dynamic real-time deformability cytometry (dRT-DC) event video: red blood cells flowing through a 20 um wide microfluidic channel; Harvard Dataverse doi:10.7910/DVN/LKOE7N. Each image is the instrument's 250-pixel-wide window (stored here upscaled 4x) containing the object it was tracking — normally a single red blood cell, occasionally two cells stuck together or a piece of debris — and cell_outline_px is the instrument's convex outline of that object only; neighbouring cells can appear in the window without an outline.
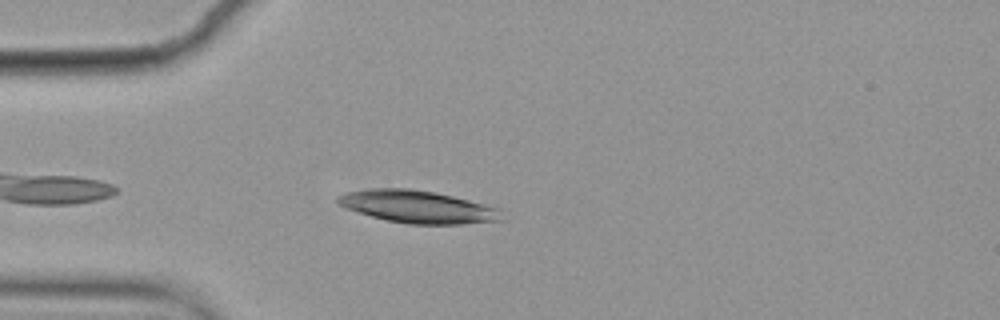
{"species": "common noctule bat (a hibernating species)", "species_latin": "Nyctalus noctula", "temperature_condition": "cold", "stored_images_in_passage": 4, "camera_frame_rate_fps": 3000, "um_per_image_px": 0.085, "animal": {"sex": "female", "body_mass_g": 19.9}, "frame": {"image": 1, "passage_image": 4, "time_ms": 1.0, "image_size_px": [1000, 320], "cell_outline_px": [[500, 220], [460, 224], [408, 224], [388, 220], [356, 212], [340, 204], [336, 200], [336, 196], [348, 192], [368, 188], [408, 188], [436, 192], [500, 208]], "centroid_in_image_um": [35.46, 17.56], "position_along_channel_um": 49.5, "area_um2": 30.69}}